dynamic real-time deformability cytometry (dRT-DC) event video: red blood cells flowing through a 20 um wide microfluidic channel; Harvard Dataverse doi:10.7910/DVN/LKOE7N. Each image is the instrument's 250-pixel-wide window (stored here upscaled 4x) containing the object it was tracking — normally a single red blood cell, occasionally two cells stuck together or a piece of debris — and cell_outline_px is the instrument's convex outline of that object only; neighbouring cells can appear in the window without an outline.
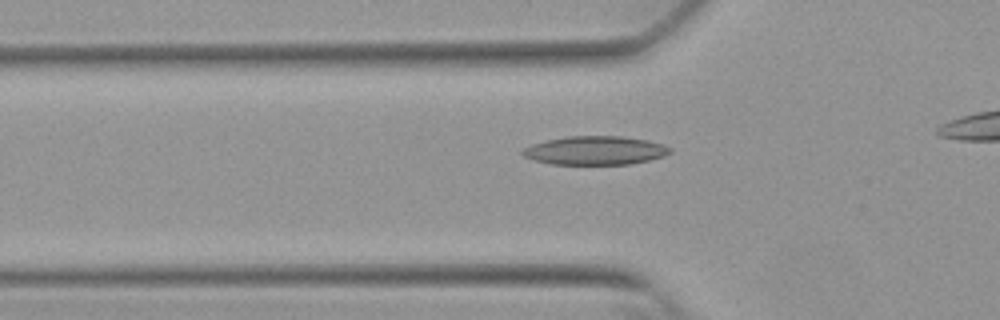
{"species": "Egyptian fruit bat (a non-hibernating species)", "species_latin": "Rousettus aegyptiacus", "temperature_condition": "warm", "stored_images_in_passage": 35, "camera_frame_rate_fps": 3000, "um_per_image_px": 0.085, "animal": {"sex": "female"}, "frame": {"image": 1, "passage_image": 9, "time_ms": 2.667, "image_size_px": [1000, 320], "cell_outline_px": [[672, 152], [664, 156], [648, 160], [628, 164], [552, 164], [532, 160], [524, 156], [520, 152], [524, 148], [532, 144], [548, 140], [568, 136], [620, 136], [648, 140], [664, 144], [672, 148]], "centroid_in_image_um": [50.61, 12.79], "position_along_channel_um": 75.2, "area_um2": 24.62}}
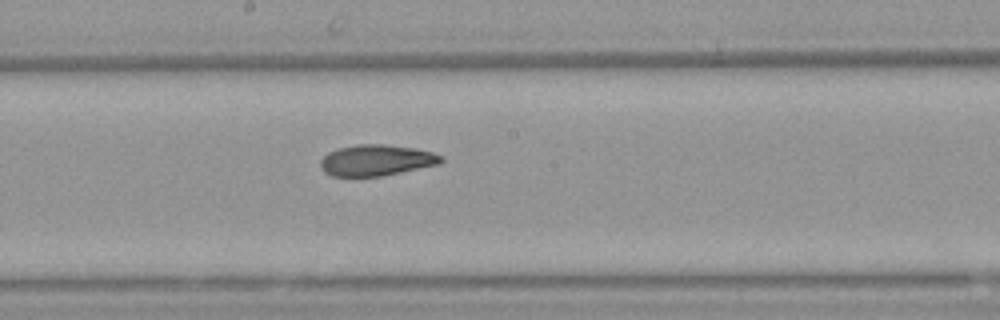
{"frame": {"image": 2, "passage_image": 20, "time_ms": 6.333, "image_size_px": [1000, 320], "cell_outline_px": [[444, 160], [440, 164], [384, 176], [332, 176], [324, 172], [320, 168], [320, 160], [328, 152], [340, 148], [356, 144], [384, 144], [416, 148], [432, 152], [444, 156]], "centroid_in_image_um": [32.02, 13.62], "position_along_channel_um": 216.2, "area_um2": 22.08}}
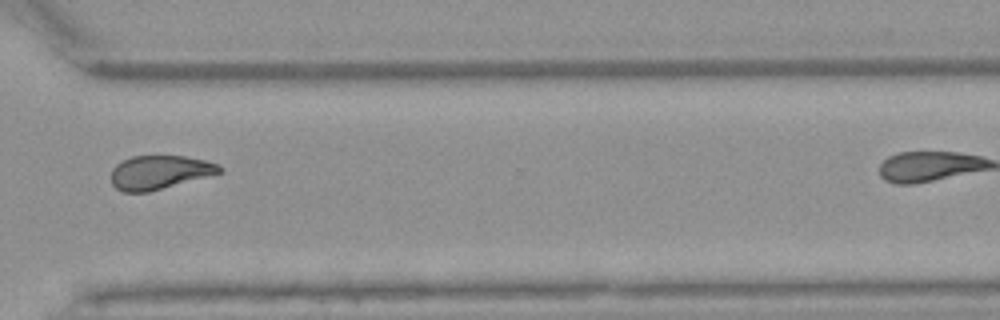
{"frame": {"image": 3, "passage_image": 31, "time_ms": 10.0, "image_size_px": [1000, 320], "cell_outline_px": [[224, 172], [148, 192], [124, 192], [116, 188], [112, 184], [112, 168], [120, 160], [132, 156], [184, 156], [204, 160], [220, 164], [224, 168]], "centroid_in_image_um": [13.58, 14.64], "position_along_channel_um": 357.0, "area_um2": 21.44}}